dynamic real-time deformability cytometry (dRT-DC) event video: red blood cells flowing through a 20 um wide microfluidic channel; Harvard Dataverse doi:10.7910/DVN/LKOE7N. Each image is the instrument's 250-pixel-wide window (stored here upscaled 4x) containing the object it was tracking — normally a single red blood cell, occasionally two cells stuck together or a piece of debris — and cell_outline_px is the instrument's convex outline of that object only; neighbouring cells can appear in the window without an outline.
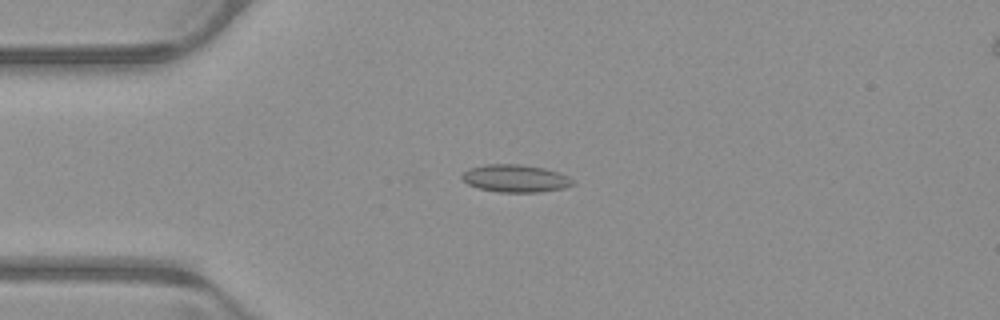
{"species": "common noctule bat (a hibernating species)", "species_latin": "Nyctalus noctula", "temperature_condition": "warm", "stored_images_in_passage": 51, "camera_frame_rate_fps": 3000, "um_per_image_px": 0.085, "animal": {"sex": "male", "body_mass_g": 23.1, "forearm_length_mm": 52.7}, "frame": {"image": 1, "passage_image": 12, "time_ms": 3.667, "image_size_px": [1000, 320], "cell_outline_px": [[576, 184], [564, 188], [540, 192], [500, 192], [480, 188], [468, 184], [460, 176], [468, 168], [484, 164], [520, 164], [544, 168], [568, 176], [576, 180]], "centroid_in_image_um": [43.84, 15.16], "position_along_channel_um": 41.2, "area_um2": 17.86}}
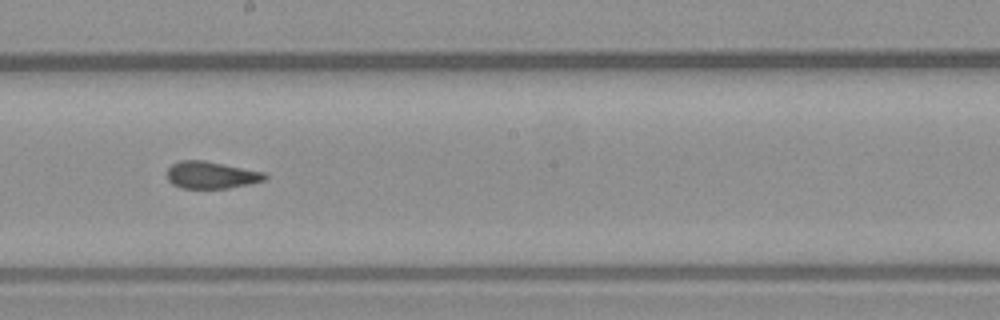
{"frame": {"image": 2, "passage_image": 28, "time_ms": 9.0, "image_size_px": [1000, 320], "cell_outline_px": [[268, 176], [264, 180], [248, 184], [228, 188], [184, 188], [172, 184], [168, 180], [168, 168], [172, 164], [180, 160], [204, 160], [264, 172]], "centroid_in_image_um": [17.94, 14.87], "position_along_channel_um": 230.3, "area_um2": 15.32}}
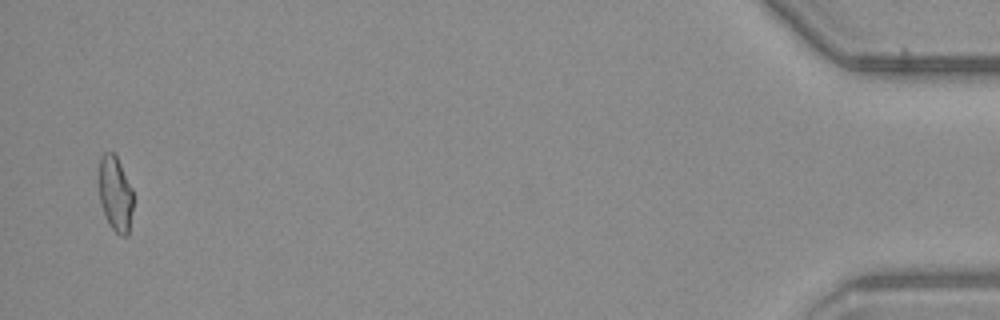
{"frame": {"image": 3, "passage_image": 50, "time_ms": 16.333, "image_size_px": [1000, 320], "cell_outline_px": [[132, 208], [128, 236], [120, 236], [112, 228], [104, 216], [100, 200], [100, 156], [104, 152], [112, 152], [116, 156], [132, 188]], "centroid_in_image_um": [9.8, 16.5], "position_along_channel_um": 425.4, "area_um2": 14.74}, "authors_computed_cell_mechanics": {"area_um2": 15.8372, "velocity_mm_per_s": 3.959, "shape_relaxation_time_tau1_ms": null, "shape_relaxation_time_tau2_ms": 1.5501, "deformation_change_tau1": null, "deformation_change_tau2": 0.0907}}